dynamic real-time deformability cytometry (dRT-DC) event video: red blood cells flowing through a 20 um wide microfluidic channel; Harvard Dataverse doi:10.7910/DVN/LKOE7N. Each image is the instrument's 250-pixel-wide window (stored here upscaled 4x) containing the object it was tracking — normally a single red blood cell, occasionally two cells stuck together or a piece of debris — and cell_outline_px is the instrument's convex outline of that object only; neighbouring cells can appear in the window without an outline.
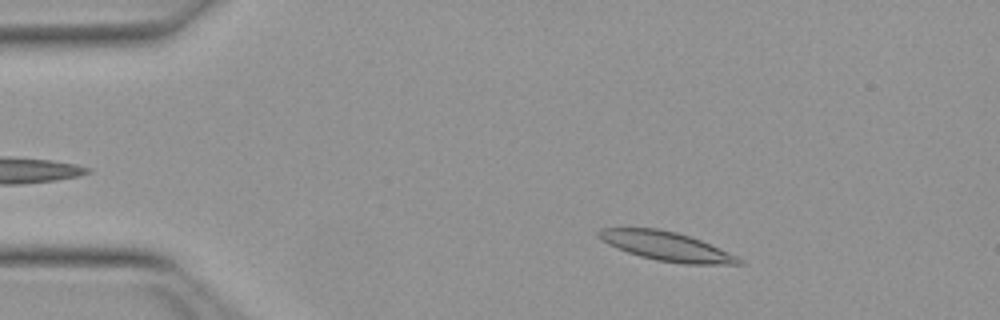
{"species": "Egyptian fruit bat (a non-hibernating species)", "species_latin": "Rousettus aegyptiacus", "temperature_condition": "warm", "stored_images_in_passage": 50, "camera_frame_rate_fps": 3000, "um_per_image_px": 0.085, "animal": {"sex": "female"}, "frame": {"image": 1, "passage_image": 7, "time_ms": 2.0, "image_size_px": [1000, 320], "cell_outline_px": [[744, 264], [684, 264], [656, 260], [640, 256], [616, 248], [608, 244], [596, 236], [596, 232], [600, 228], [660, 228], [676, 232], [700, 240], [728, 252], [744, 260]], "centroid_in_image_um": [56.61, 20.93], "position_along_channel_um": 28.4, "area_um2": 23.64}}
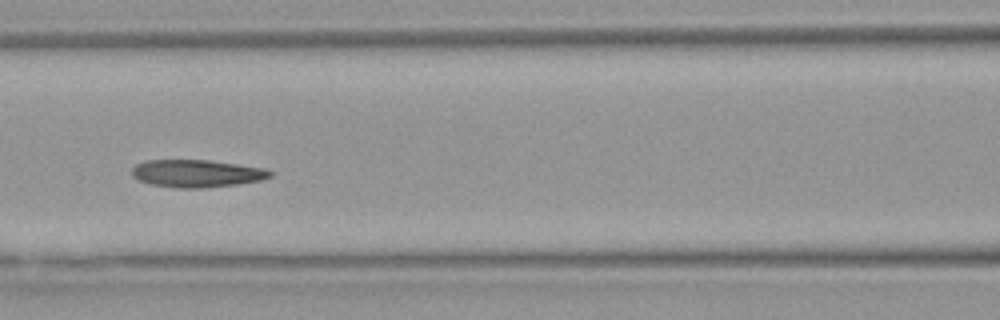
{"frame": {"image": 2, "passage_image": 21, "time_ms": 6.667, "image_size_px": [1000, 320], "cell_outline_px": [[272, 176], [264, 180], [236, 184], [204, 188], [176, 188], [152, 184], [140, 180], [132, 176], [132, 168], [136, 164], [144, 160], [208, 160], [264, 168], [272, 172]], "centroid_in_image_um": [16.72, 14.74], "position_along_channel_um": 149.9, "area_um2": 22.14}}
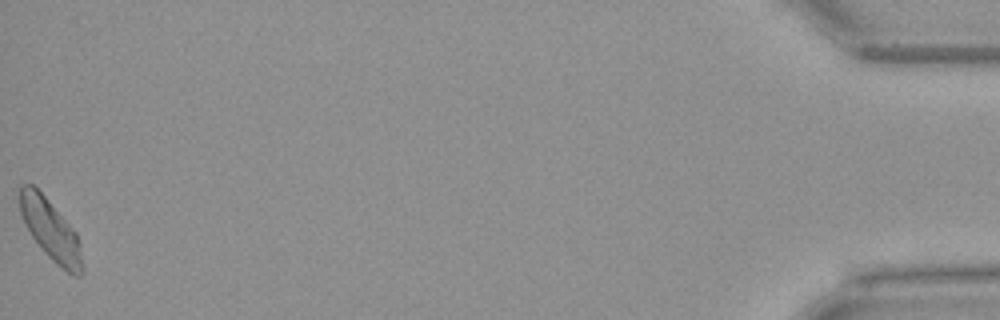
{"frame": {"image": 3, "passage_image": 50, "time_ms": 16.333, "image_size_px": [1000, 320], "cell_outline_px": [[84, 272], [80, 276], [72, 276], [56, 264], [44, 252], [32, 236], [24, 224], [20, 212], [16, 196], [20, 184], [32, 184], [44, 196], [76, 232], [80, 244], [84, 268]], "centroid_in_image_um": [4.28, 19.55], "position_along_channel_um": 430.9, "area_um2": 22.43}, "authors_computed_cell_mechanics": {"area_um2": 22.2819, "velocity_mm_per_s": 3.9444, "shape_relaxation_time_tau1_ms": 11.2849, "shape_relaxation_time_tau2_ms": 5.2127, "deformation_change_tau1": 0.2353, "deformation_change_tau2": 0.1273}}